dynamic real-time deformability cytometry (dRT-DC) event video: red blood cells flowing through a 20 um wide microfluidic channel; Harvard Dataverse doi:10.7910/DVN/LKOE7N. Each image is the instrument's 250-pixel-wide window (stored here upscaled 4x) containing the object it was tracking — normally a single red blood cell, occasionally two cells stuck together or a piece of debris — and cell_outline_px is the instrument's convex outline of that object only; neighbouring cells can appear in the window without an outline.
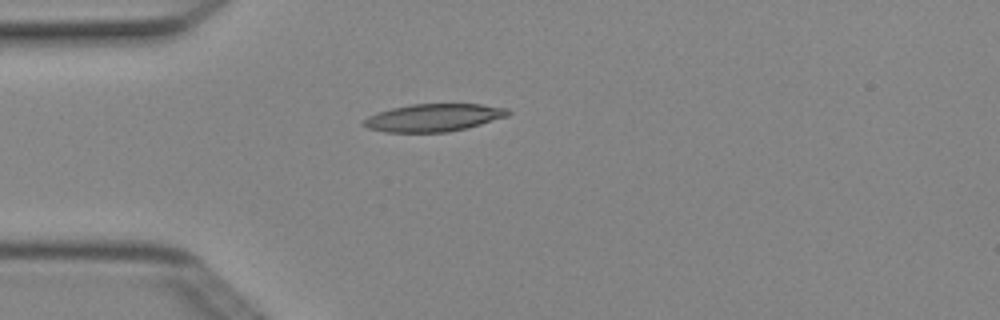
{"species": "Egyptian fruit bat (a non-hibernating species)", "species_latin": "Rousettus aegyptiacus", "temperature_condition": "cold", "stored_images_in_passage": 2, "camera_frame_rate_fps": 3000, "um_per_image_px": 0.085, "animal": {"sex": "female"}, "frame": {"image": 1, "passage_image": 1, "time_ms": 0.0, "image_size_px": [1000, 320], "cell_outline_px": [[512, 112], [508, 116], [480, 124], [448, 132], [384, 132], [368, 128], [360, 124], [368, 116], [376, 112], [392, 108], [412, 104], [480, 104], [508, 108]], "centroid_in_image_um": [36.84, 9.99], "position_along_channel_um": 48.2, "area_um2": 23.24}}